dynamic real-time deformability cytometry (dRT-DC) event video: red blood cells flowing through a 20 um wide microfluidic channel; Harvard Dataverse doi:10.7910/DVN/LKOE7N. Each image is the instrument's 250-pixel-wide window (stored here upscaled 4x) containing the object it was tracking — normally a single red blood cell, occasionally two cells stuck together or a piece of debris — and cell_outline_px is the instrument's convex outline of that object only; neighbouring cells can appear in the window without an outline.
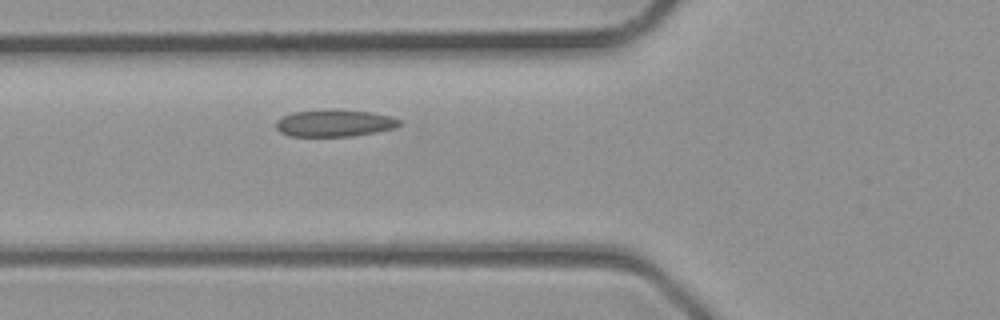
{"species": "common noctule bat (a hibernating species)", "species_latin": "Nyctalus noctula", "temperature_condition": "room temperature", "stored_images_in_passage": 3, "camera_frame_rate_fps": 3000, "um_per_image_px": 0.085, "animal": {"sex": "male", "body_mass_g": 23.1, "forearm_length_mm": 52.7}, "frame": {"image": 1, "passage_image": 3, "time_ms": 0.667, "image_size_px": [1000, 320], "cell_outline_px": [[400, 124], [396, 128], [376, 132], [352, 136], [288, 136], [280, 132], [276, 128], [276, 120], [284, 116], [296, 112], [372, 112], [388, 116], [400, 120]], "centroid_in_image_um": [28.43, 10.52], "position_along_channel_um": 97.4, "area_um2": 18.44}}